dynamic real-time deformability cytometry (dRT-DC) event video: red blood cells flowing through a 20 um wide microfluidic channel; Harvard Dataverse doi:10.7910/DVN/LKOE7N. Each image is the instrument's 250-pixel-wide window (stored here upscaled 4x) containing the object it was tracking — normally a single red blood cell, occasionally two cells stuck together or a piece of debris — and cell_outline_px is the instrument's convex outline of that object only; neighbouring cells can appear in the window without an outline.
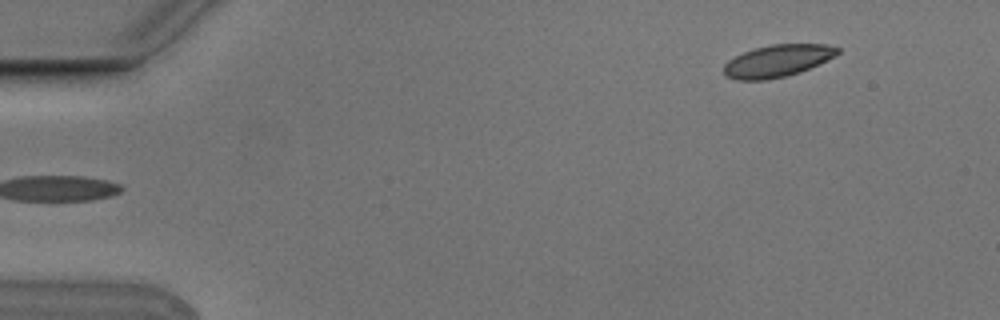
{"species": "Egyptian fruit bat (a non-hibernating species)", "species_latin": "Rousettus aegyptiacus", "temperature_condition": "cold", "stored_images_in_passage": 4, "camera_frame_rate_fps": 3000, "um_per_image_px": 0.085, "animal": {"sex": "male"}, "frame": {"image": 1, "passage_image": 4, "time_ms": 1.0, "image_size_px": [1000, 320], "cell_outline_px": [[840, 52], [836, 56], [800, 72], [788, 76], [768, 80], [736, 80], [724, 76], [724, 64], [728, 60], [744, 52], [756, 48], [772, 44], [824, 44], [840, 48]], "centroid_in_image_um": [66.08, 5.18], "position_along_channel_um": 18.9, "area_um2": 21.39}}